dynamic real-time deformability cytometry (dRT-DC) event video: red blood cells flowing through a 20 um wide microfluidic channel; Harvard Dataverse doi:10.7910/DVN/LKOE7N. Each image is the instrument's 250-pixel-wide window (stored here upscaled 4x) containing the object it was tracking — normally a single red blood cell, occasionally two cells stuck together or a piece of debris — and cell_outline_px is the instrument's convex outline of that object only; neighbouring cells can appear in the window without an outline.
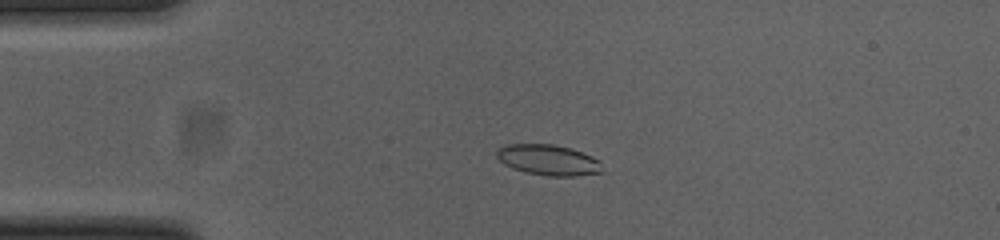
{"species": "common noctule bat (a hibernating species)", "species_latin": "Nyctalus noctula", "temperature_condition": "cold", "stored_images_in_passage": 54, "camera_frame_rate_fps": 3000, "um_per_image_px": 0.085, "animal": {"sex": "female", "body_mass_g": 23.0, "forearm_length_mm": 53.4}, "frame": {"image": 1, "passage_image": 13, "time_ms": 4.0, "image_size_px": [1000, 240], "cell_outline_px": [[604, 172], [576, 176], [548, 176], [528, 172], [512, 168], [504, 164], [496, 156], [496, 152], [500, 148], [508, 144], [552, 144], [572, 148], [592, 156], [600, 160]], "centroid_in_image_um": [46.66, 13.6], "position_along_channel_um": 38.3, "area_um2": 18.9}}
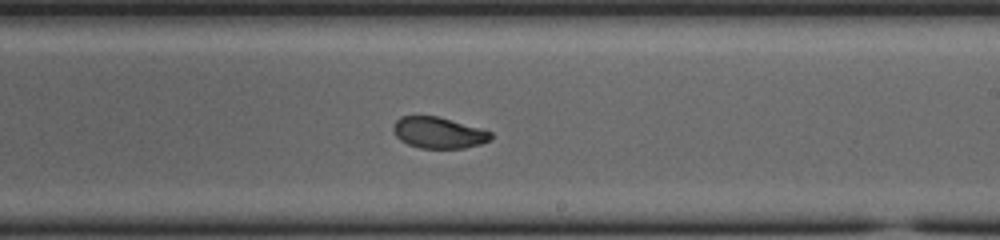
{"frame": {"image": 2, "passage_image": 32, "time_ms": 10.333, "image_size_px": [1000, 240], "cell_outline_px": [[492, 136], [488, 140], [480, 144], [464, 148], [420, 148], [408, 144], [400, 140], [392, 132], [392, 124], [400, 116], [436, 116], [492, 132]], "centroid_in_image_um": [37.2, 11.28], "position_along_channel_um": 251.8, "area_um2": 17.57}}
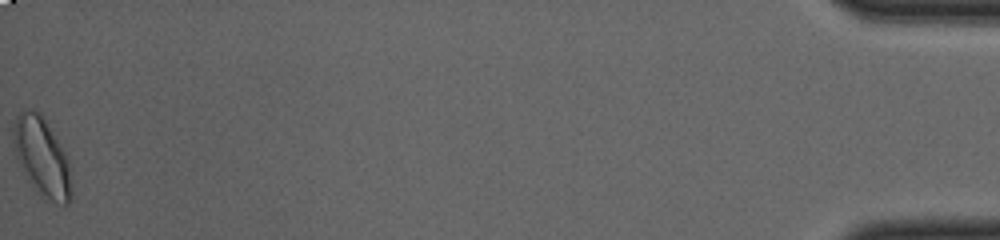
{"frame": {"image": 3, "passage_image": 54, "time_ms": 17.667, "image_size_px": [1000, 240], "cell_outline_px": [[72, 192], [68, 204], [64, 204], [44, 200], [40, 196], [28, 180], [16, 156], [12, 140], [12, 128], [16, 116], [20, 112], [32, 108], [40, 112], [64, 152], [68, 160]], "centroid_in_image_um": [3.54, 13.35], "position_along_channel_um": 431.7, "area_um2": 26.47}, "authors_computed_cell_mechanics": {"area_um2": 18.8428, "velocity_mm_per_s": 3.8507, "shape_relaxation_time_tau1_ms": 3.1475, "shape_relaxation_time_tau2_ms": 0.8912, "deformation_change_tau1": 0.1291, "deformation_change_tau2": 0.0369}}